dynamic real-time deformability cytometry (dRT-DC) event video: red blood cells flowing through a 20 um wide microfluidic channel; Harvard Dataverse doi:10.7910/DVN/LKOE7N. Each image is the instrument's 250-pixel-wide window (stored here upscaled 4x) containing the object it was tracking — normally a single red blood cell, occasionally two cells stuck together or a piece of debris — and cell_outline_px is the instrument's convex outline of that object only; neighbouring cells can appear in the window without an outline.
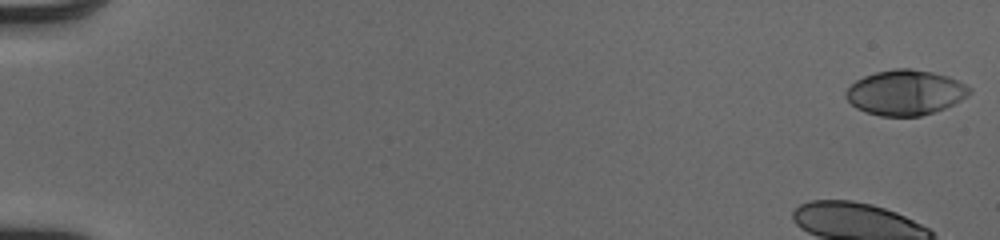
{"species": "human", "species_latin": "Homo sapiens", "temperature_condition": "cold", "stored_images_in_passage": 52, "camera_frame_rate_fps": 3000, "um_per_image_px": 0.085, "donor": {"sex": "male"}, "frame": {"image": 1, "passage_image": 1, "time_ms": 0.0, "image_size_px": [1000, 240], "cell_outline_px": [[972, 92], [968, 96], [944, 108], [920, 116], [880, 116], [864, 112], [856, 108], [844, 96], [844, 92], [856, 80], [864, 76], [876, 72], [892, 68], [908, 68], [932, 72], [948, 76], [972, 88]], "centroid_in_image_um": [76.93, 7.86], "position_along_channel_um": 8.1, "area_um2": 32.48}}
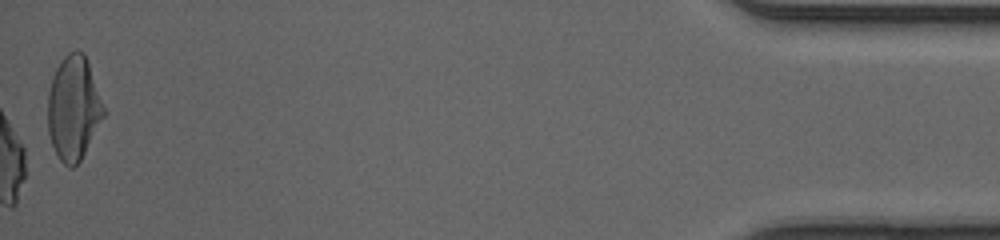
{"frame": {"image": 2, "passage_image": 52, "time_ms": 17.0, "image_size_px": [1000, 240], "cell_outline_px": [[108, 112], [80, 160], [72, 168], [68, 168], [60, 160], [52, 144], [48, 132], [48, 92], [52, 76], [60, 60], [68, 52], [84, 52], [88, 60]], "centroid_in_image_um": [6.29, 9.17], "position_along_channel_um": 428.9, "area_um2": 34.45}, "authors_computed_cell_mechanics": {"area_um2": 34.0442, "velocity_mm_per_s": 4.1099, "shape_relaxation_time_tau1_ms": 4.1305, "shape_relaxation_time_tau2_ms": 0.9179, "deformation_change_tau1": 0.134, "deformation_change_tau2": 0.0701}}